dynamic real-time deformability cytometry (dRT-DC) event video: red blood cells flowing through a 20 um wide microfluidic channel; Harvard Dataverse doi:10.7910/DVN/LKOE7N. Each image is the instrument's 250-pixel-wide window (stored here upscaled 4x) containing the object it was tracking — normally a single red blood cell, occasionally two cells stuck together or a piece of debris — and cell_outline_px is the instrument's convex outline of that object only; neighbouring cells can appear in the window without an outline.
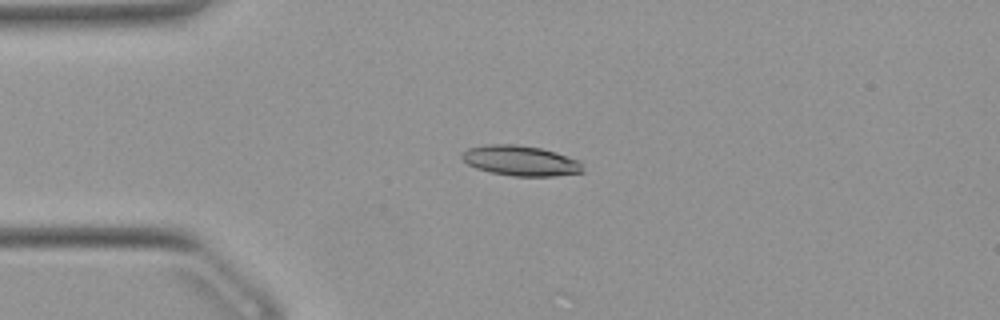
{"species": "Egyptian fruit bat (a non-hibernating species)", "species_latin": "Rousettus aegyptiacus", "temperature_condition": "warm", "stored_images_in_passage": 40, "camera_frame_rate_fps": 3000, "um_per_image_px": 0.085, "animal": {"sex": "female"}, "frame": {"image": 1, "passage_image": 1, "time_ms": 0.0, "image_size_px": [1000, 320], "cell_outline_px": [[584, 172], [556, 176], [512, 176], [492, 172], [476, 168], [468, 164], [460, 156], [468, 148], [488, 144], [516, 144], [540, 148], [556, 152], [580, 160]], "centroid_in_image_um": [44.28, 13.66], "position_along_channel_um": 40.7, "area_um2": 21.27}}
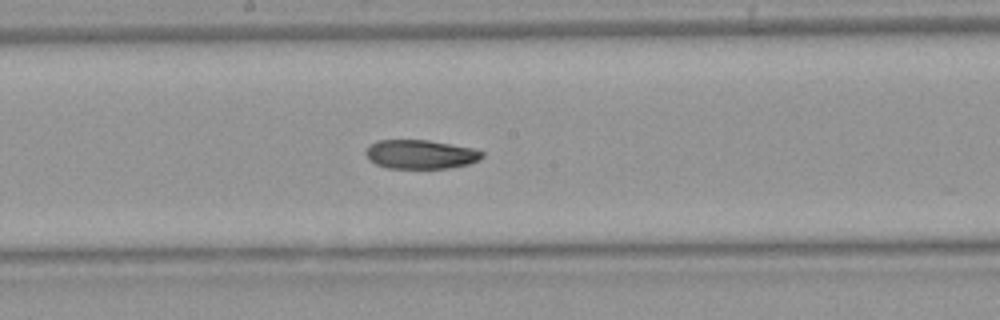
{"frame": {"image": 2, "passage_image": 16, "time_ms": 5.0, "image_size_px": [1000, 320], "cell_outline_px": [[484, 156], [468, 164], [448, 168], [388, 168], [376, 164], [368, 160], [364, 152], [376, 140], [428, 140], [472, 148], [484, 152]], "centroid_in_image_um": [35.72, 13.12], "position_along_channel_um": 212.5, "area_um2": 19.54}}
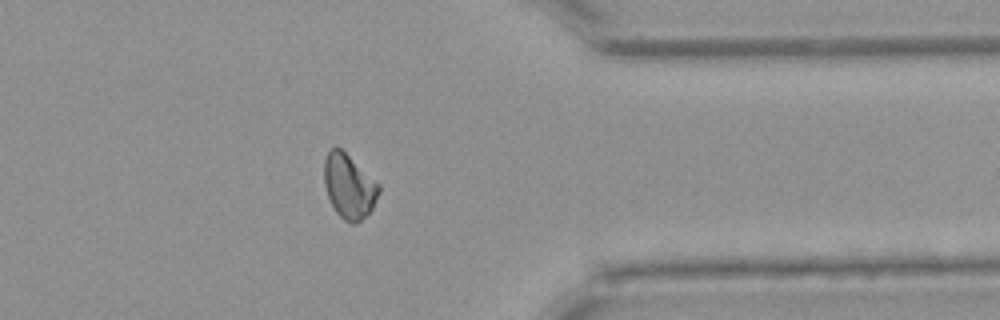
{"frame": {"image": 3, "passage_image": 30, "time_ms": 9.667, "image_size_px": [1000, 320], "cell_outline_px": [[380, 192], [372, 208], [356, 224], [352, 224], [344, 220], [336, 212], [328, 196], [324, 184], [324, 160], [328, 152], [332, 148], [340, 148], [380, 184]], "centroid_in_image_um": [29.67, 15.84], "position_along_channel_um": 381.7, "area_um2": 20.23}}